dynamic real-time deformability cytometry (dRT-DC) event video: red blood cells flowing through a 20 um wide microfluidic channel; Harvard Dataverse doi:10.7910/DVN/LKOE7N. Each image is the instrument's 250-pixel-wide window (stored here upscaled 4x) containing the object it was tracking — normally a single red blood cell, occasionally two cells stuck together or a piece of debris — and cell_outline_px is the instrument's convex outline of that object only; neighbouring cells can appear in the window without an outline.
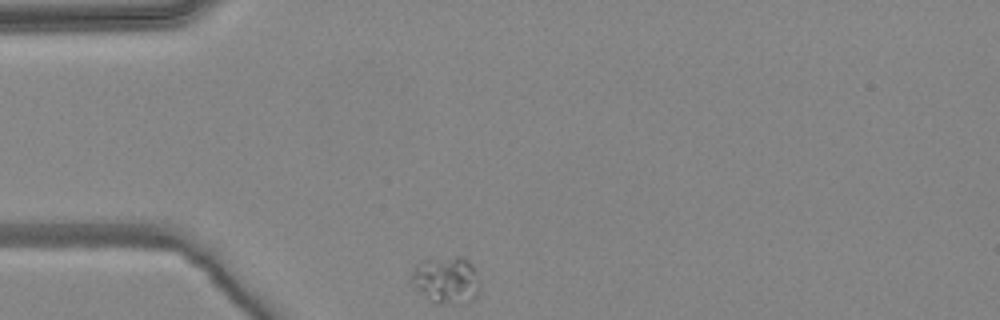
{"species": "common noctule bat (a hibernating species)", "species_latin": "Nyctalus noctula", "temperature_condition": "warm", "stored_images_in_passage": 2, "camera_frame_rate_fps": 3000, "um_per_image_px": 0.085, "animal": {"sex": "female", "body_mass_g": 24.6, "forearm_length_mm": 56.2}, "frame": {"image": 1, "passage_image": 1, "time_ms": 0.0, "image_size_px": [1000, 320], "cell_outline_px": [[480, 292], [472, 300], [464, 304], [432, 304], [416, 288], [412, 276], [412, 272], [416, 264], [420, 260], [456, 256], [460, 256], [468, 260], [476, 268], [480, 280]], "centroid_in_image_um": [37.99, 23.82], "position_along_channel_um": 47.0, "area_um2": 19.31}}
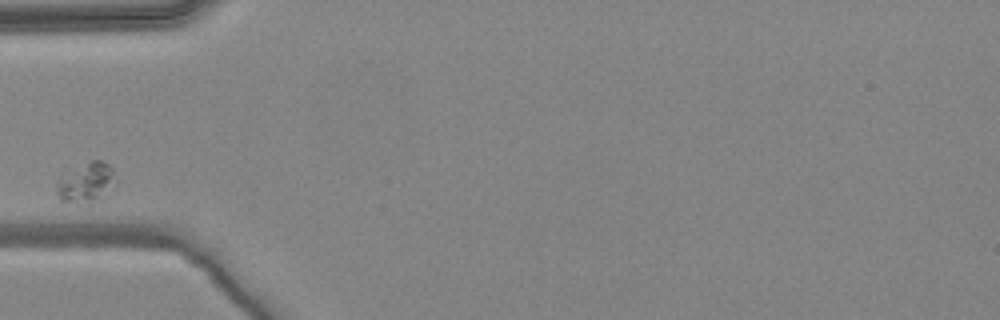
{"frame": {"image": 2, "passage_image": 2, "time_ms": 0.333, "image_size_px": [1000, 320], "cell_outline_px": [[116, 184], [104, 200], [88, 208], [84, 208], [60, 204], [56, 192], [60, 176], [92, 160], [100, 160], [108, 164], [112, 168], [116, 180]], "centroid_in_image_um": [7.33, 15.7], "position_along_channel_um": 77.7, "area_um2": 15.09}}